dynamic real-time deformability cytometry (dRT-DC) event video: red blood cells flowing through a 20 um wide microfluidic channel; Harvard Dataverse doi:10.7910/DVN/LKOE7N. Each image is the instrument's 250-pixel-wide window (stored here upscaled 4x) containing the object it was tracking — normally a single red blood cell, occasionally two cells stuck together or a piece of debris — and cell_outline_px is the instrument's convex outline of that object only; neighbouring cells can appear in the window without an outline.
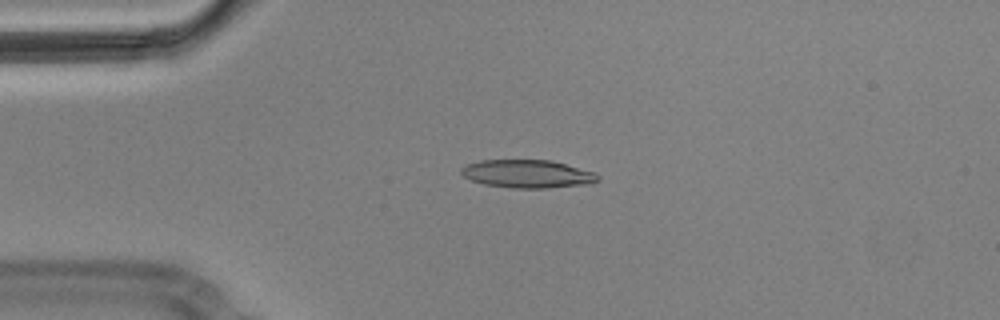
{"species": "Egyptian fruit bat (a non-hibernating species)", "species_latin": "Rousettus aegyptiacus", "temperature_condition": "cold", "stored_images_in_passage": 4, "camera_frame_rate_fps": 3000, "um_per_image_px": 0.085, "animal": {"sex": "male"}, "frame": {"image": 1, "passage_image": 4, "time_ms": 1.0, "image_size_px": [1000, 320], "cell_outline_px": [[600, 180], [592, 184], [548, 188], [512, 188], [484, 184], [472, 180], [464, 176], [460, 172], [460, 168], [468, 164], [480, 160], [548, 160], [564, 164], [592, 172], [600, 176]], "centroid_in_image_um": [44.84, 14.79], "position_along_channel_um": 40.2, "area_um2": 22.25}}